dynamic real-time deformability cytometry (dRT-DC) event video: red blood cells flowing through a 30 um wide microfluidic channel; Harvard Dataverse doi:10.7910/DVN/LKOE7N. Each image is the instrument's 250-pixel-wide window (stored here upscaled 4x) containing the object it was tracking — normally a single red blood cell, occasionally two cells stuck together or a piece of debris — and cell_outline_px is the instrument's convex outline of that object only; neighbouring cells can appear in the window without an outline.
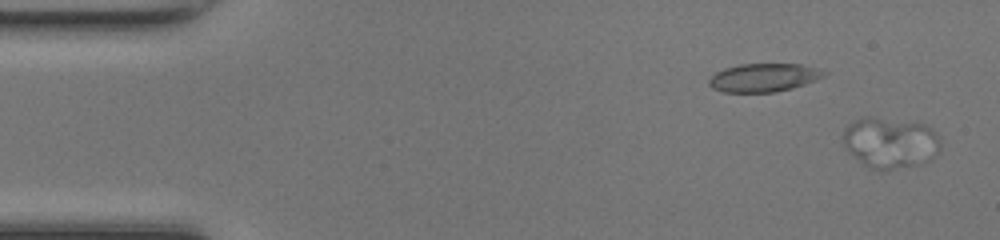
{"species": "common noctule bat (a hibernating species)", "species_latin": "Nyctalus noctula", "temperature_condition": "room temperature", "stored_images_in_passage": 41, "camera_frame_rate_fps": 3000, "um_per_image_px": 0.085, "animal": {"sex": "female", "body_mass_g": 17.0, "forearm_length_mm": 48.0}, "frame": {"image": 1, "passage_image": 1, "time_ms": 0.0, "image_size_px": [1000, 240], "cell_outline_px": [[940, 152], [932, 160], [916, 164], [892, 168], [872, 168], [864, 164], [848, 152], [840, 136], [844, 128], [848, 124], [864, 116], [872, 116], [924, 124], [932, 128], [936, 132], [940, 140]], "centroid_in_image_um": [75.66, 12.09], "position_along_channel_um": 9.3, "area_um2": 28.9}}